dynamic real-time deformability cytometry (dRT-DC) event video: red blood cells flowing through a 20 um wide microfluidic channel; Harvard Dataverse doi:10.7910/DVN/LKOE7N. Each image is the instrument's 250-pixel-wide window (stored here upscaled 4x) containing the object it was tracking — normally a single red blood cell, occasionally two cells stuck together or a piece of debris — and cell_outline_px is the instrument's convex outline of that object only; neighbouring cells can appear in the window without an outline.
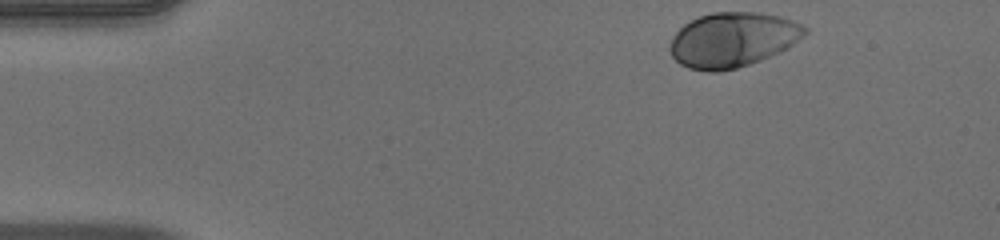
{"species": "human", "species_latin": "Homo sapiens", "temperature_condition": "warm", "stored_images_in_passage": 38, "camera_frame_rate_fps": 3000, "um_per_image_px": 0.085, "donor": {"sex": "male"}, "frame": {"image": 1, "passage_image": 1, "time_ms": 0.0, "image_size_px": [1000, 240], "cell_outline_px": [[808, 32], [804, 36], [788, 48], [780, 52], [760, 60], [736, 68], [716, 72], [708, 72], [688, 68], [680, 64], [672, 56], [668, 48], [672, 36], [684, 24], [700, 16], [712, 12], [760, 12], [780, 16], [792, 20], [808, 28]], "centroid_in_image_um": [62.27, 3.38], "position_along_channel_um": 22.7, "area_um2": 43.23}}
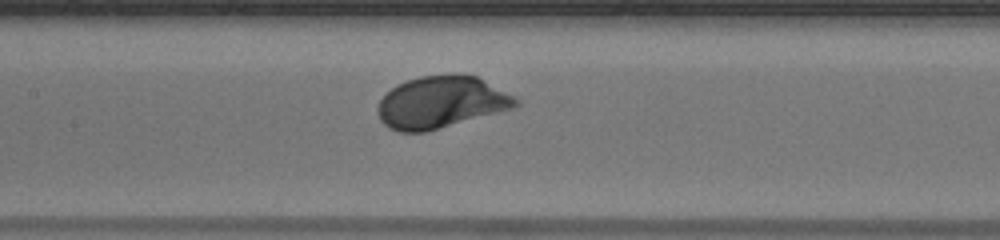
{"frame": {"image": 2, "passage_image": 19, "time_ms": 6.0, "image_size_px": [1000, 240], "cell_outline_px": [[520, 104], [512, 108], [424, 132], [396, 132], [388, 128], [380, 120], [376, 112], [376, 108], [380, 100], [396, 84], [420, 76], [448, 72], [456, 72], [476, 76], [520, 100]], "centroid_in_image_um": [37.44, 8.67], "position_along_channel_um": 170.0, "area_um2": 41.85}}
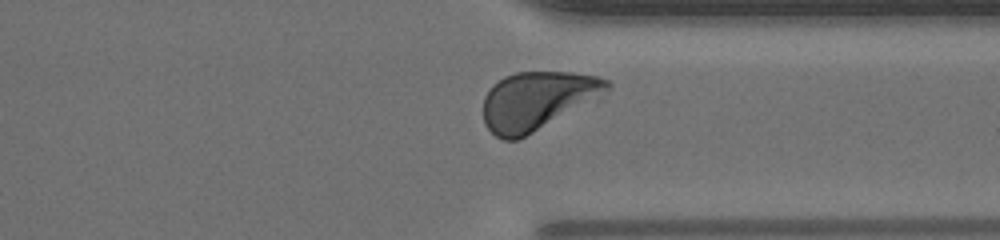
{"frame": {"image": 3, "passage_image": 34, "time_ms": 11.0, "image_size_px": [1000, 240], "cell_outline_px": [[612, 84], [600, 100], [516, 140], [504, 140], [496, 136], [484, 124], [484, 96], [504, 76], [516, 72], [572, 72], [596, 76], [608, 80]], "centroid_in_image_um": [45.74, 8.55], "position_along_channel_um": 365.7, "area_um2": 42.25}, "authors_computed_cell_mechanics": {"area_um2": 40.9224, "velocity_mm_per_s": 3.9094, "shape_relaxation_time_tau1_ms": 1.7285, "shape_relaxation_time_tau2_ms": null, "deformation_change_tau1": 0.1368, "deformation_change_tau2": null}}